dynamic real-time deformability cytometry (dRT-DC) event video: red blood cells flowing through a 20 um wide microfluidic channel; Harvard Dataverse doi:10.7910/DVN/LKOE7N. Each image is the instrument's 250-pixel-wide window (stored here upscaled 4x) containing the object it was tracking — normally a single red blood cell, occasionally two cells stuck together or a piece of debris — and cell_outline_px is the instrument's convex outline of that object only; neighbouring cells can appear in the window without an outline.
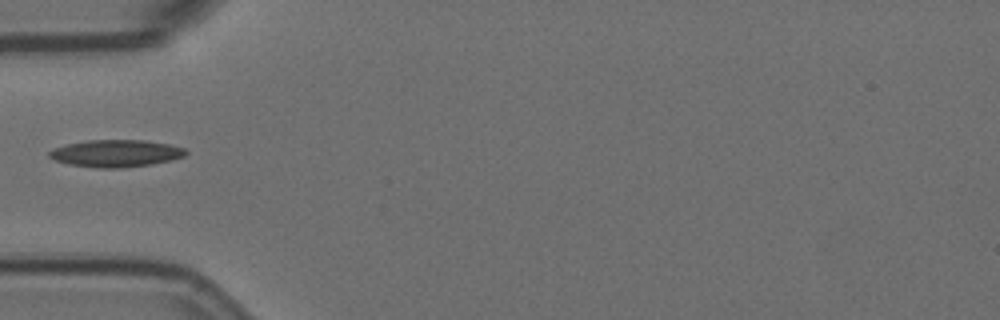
{"species": "Egyptian fruit bat (a non-hibernating species)", "species_latin": "Rousettus aegyptiacus", "temperature_condition": "room temperature", "stored_images_in_passage": 1, "camera_frame_rate_fps": 3000, "um_per_image_px": 0.085, "animal": {"sex": "female"}, "frame": {"image": 1, "passage_image": 1, "time_ms": 0.0, "image_size_px": [1000, 320], "cell_outline_px": [[188, 152], [184, 156], [172, 160], [152, 164], [120, 168], [100, 168], [68, 164], [56, 160], [48, 156], [48, 152], [56, 148], [68, 144], [88, 140], [144, 140], [168, 144], [184, 148]], "centroid_in_image_um": [9.88, 13.04], "position_along_channel_um": 75.1, "area_um2": 21.44}}